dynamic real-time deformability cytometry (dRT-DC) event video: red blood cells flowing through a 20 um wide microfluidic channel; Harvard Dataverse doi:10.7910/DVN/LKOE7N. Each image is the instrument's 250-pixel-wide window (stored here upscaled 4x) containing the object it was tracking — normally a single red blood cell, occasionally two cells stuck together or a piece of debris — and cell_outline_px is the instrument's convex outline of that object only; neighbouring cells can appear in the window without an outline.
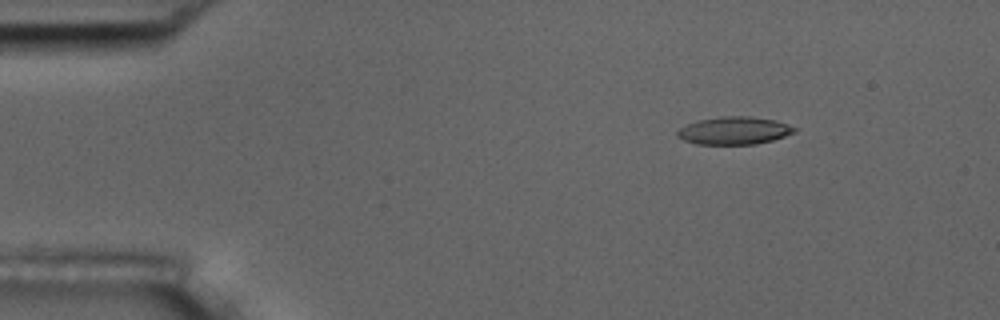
{"species": "common noctule bat (a hibernating species)", "species_latin": "Nyctalus noctula", "temperature_condition": "room temperature", "stored_images_in_passage": 4, "camera_frame_rate_fps": 3000, "um_per_image_px": 0.085, "animal": {"sex": "male", "body_mass_g": 17.5, "forearm_length_mm": 52.3}, "frame": {"image": 1, "passage_image": 2, "time_ms": 1.0, "image_size_px": [1000, 320], "cell_outline_px": [[796, 132], [772, 140], [756, 144], [696, 144], [684, 140], [676, 136], [676, 132], [680, 128], [696, 120], [720, 116], [748, 116], [776, 120], [788, 124], [796, 128]], "centroid_in_image_um": [62.39, 11.09], "position_along_channel_um": 22.6, "area_um2": 18.96}}